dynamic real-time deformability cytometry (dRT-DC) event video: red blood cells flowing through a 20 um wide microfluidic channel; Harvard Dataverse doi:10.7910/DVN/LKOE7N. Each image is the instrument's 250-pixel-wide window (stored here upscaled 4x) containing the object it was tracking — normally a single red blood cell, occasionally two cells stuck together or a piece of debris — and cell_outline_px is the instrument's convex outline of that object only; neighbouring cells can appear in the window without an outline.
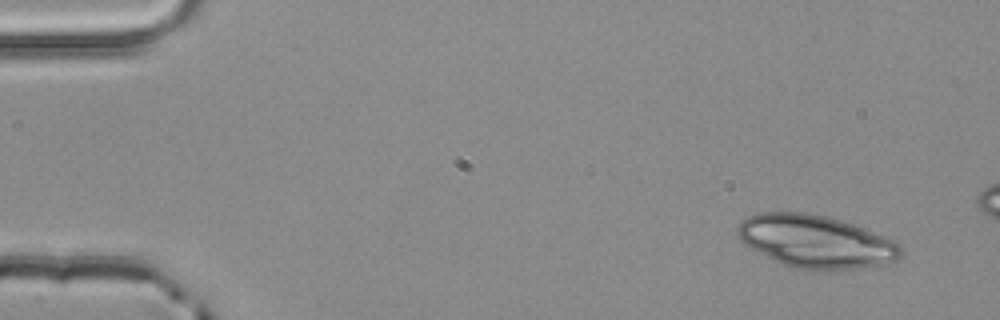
{"species": "common noctule bat (a hibernating species)", "species_latin": "Nyctalus noctula", "temperature_condition": "room temperature", "stored_images_in_passage": 4, "camera_frame_rate_fps": 3000, "um_per_image_px": 0.085, "animal": {"sex": "male", "body_mass_g": 20.4}, "frame": {"image": 1, "passage_image": 1, "time_ms": 0.0, "image_size_px": [1000, 320], "cell_outline_px": [[904, 252], [900, 256], [884, 264], [856, 268], [796, 268], [772, 260], [744, 244], [736, 236], [736, 228], [748, 216], [756, 212], [808, 212], [840, 220], [864, 228], [884, 236], [900, 244], [904, 248]], "centroid_in_image_um": [69.3, 20.49], "position_along_channel_um": 15.7, "area_um2": 49.59}}